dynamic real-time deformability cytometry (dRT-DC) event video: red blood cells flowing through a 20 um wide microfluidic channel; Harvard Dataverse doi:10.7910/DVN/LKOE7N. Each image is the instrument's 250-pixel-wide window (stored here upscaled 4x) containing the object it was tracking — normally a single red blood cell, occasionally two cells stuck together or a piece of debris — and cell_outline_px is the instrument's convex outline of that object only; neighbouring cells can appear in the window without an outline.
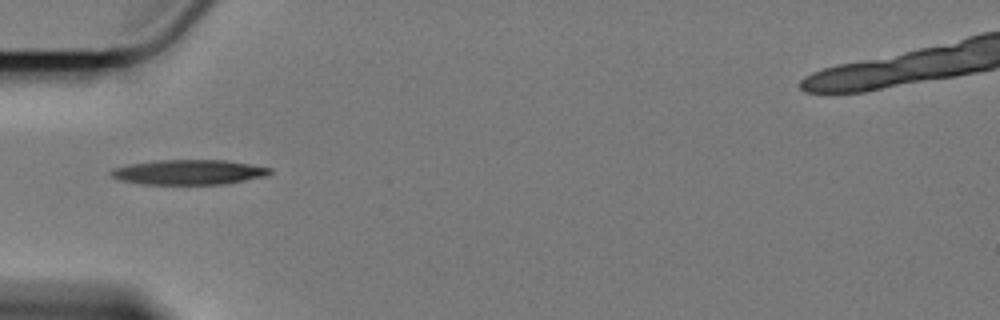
{"species": "Egyptian fruit bat (a non-hibernating species)", "species_latin": "Rousettus aegyptiacus", "temperature_condition": "cold", "stored_images_in_passage": 41, "camera_frame_rate_fps": 3000, "um_per_image_px": 0.085, "animal": {"sex": "female"}, "frame": {"image": 1, "passage_image": 1, "time_ms": 0.0, "image_size_px": [1000, 320], "cell_outline_px": [[272, 172], [264, 176], [224, 184], [140, 184], [120, 180], [112, 176], [108, 172], [112, 168], [132, 164], [156, 160], [224, 160], [272, 168]], "centroid_in_image_um": [16.0, 14.63], "position_along_channel_um": 69.0, "area_um2": 22.89}}
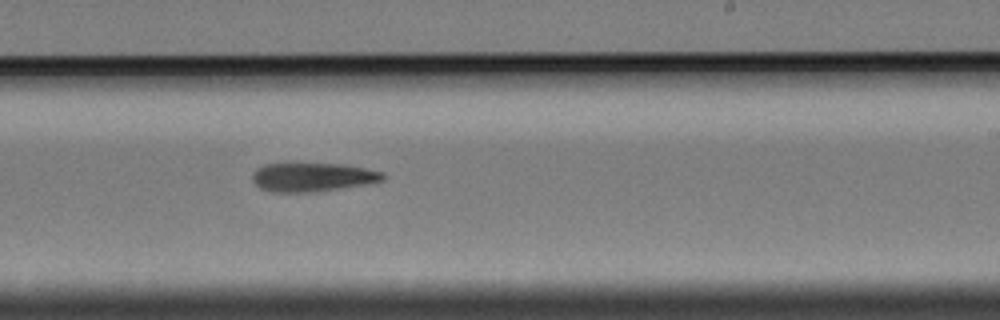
{"frame": {"image": 2, "passage_image": 18, "time_ms": 5.667, "image_size_px": [1000, 320], "cell_outline_px": [[384, 180], [364, 184], [336, 188], [304, 192], [272, 192], [260, 188], [256, 184], [252, 176], [256, 168], [264, 164], [344, 164], [384, 172]], "centroid_in_image_um": [26.54, 15.04], "position_along_channel_um": 262.5, "area_um2": 21.39}}
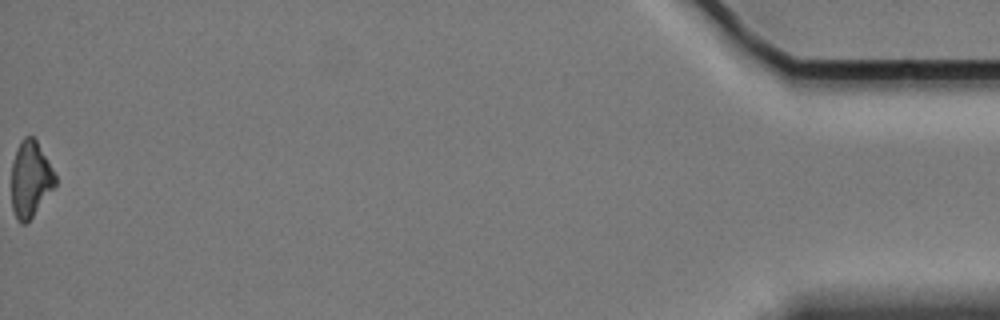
{"frame": {"image": 3, "passage_image": 41, "time_ms": 13.333, "image_size_px": [1000, 320], "cell_outline_px": [[56, 184], [28, 224], [20, 224], [16, 220], [12, 208], [12, 164], [16, 148], [20, 140], [24, 136], [32, 136], [36, 140], [56, 176]], "centroid_in_image_um": [2.56, 15.27], "position_along_channel_um": 432.6, "area_um2": 19.48}, "authors_computed_cell_mechanics": {"area_um2": 21.6172, "velocity_mm_per_s": 3.4227, "shape_relaxation_time_tau1_ms": 4.573, "shape_relaxation_time_tau2_ms": null, "deformation_change_tau1": 0.1306, "deformation_change_tau2": null}}